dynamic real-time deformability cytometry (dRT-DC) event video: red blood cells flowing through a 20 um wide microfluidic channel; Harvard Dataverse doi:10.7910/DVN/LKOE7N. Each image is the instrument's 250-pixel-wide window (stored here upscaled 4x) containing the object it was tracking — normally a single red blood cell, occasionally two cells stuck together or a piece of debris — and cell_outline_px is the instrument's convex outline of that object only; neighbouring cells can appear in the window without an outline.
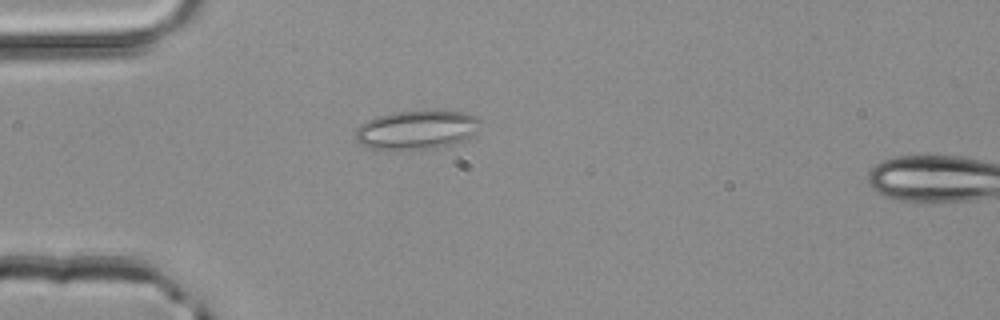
{"species": "common noctule bat (a hibernating species)", "species_latin": "Nyctalus noctula", "temperature_condition": "room temperature", "stored_images_in_passage": 4, "camera_frame_rate_fps": 3000, "um_per_image_px": 0.085, "animal": {"sex": "male", "body_mass_g": 20.4}, "frame": {"image": 1, "passage_image": 4, "time_ms": 1.0, "image_size_px": [1000, 320], "cell_outline_px": [[480, 128], [476, 132], [464, 140], [452, 144], [432, 148], [396, 152], [384, 152], [368, 148], [360, 144], [356, 140], [356, 128], [360, 124], [376, 116], [392, 112], [460, 112], [476, 116], [480, 120]], "centroid_in_image_um": [35.34, 11.09], "position_along_channel_um": 49.7, "area_um2": 28.73}}